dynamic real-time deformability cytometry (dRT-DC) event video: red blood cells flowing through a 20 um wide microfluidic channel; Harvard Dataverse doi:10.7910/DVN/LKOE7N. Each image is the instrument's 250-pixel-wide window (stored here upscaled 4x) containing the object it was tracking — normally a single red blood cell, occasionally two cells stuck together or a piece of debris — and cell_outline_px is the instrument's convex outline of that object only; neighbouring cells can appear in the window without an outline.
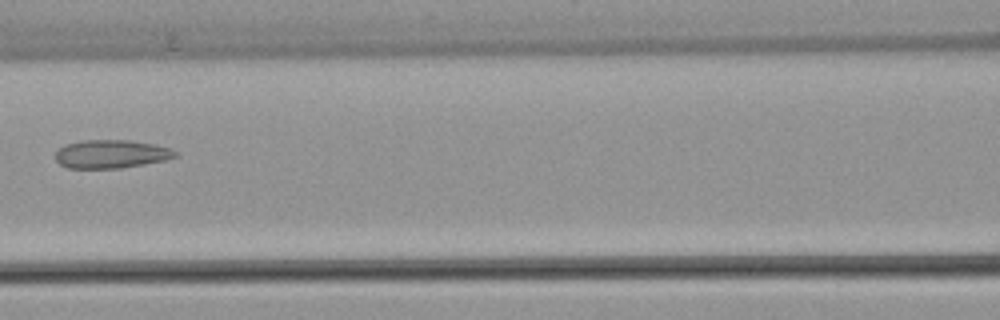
{"species": "common noctule bat (a hibernating species)", "species_latin": "Nyctalus noctula", "temperature_condition": "warm", "stored_images_in_passage": 3, "camera_frame_rate_fps": 3000, "um_per_image_px": 0.085, "animal": {"sex": "female", "body_mass_g": 22.7, "forearm_length_mm": 54.2}, "frame": {"image": 1, "passage_image": 3, "time_ms": 0.667, "image_size_px": [1000, 320], "cell_outline_px": [[180, 156], [164, 160], [144, 164], [120, 168], [68, 168], [60, 164], [56, 160], [56, 152], [64, 144], [84, 140], [128, 140], [156, 144], [172, 148], [180, 152]], "centroid_in_image_um": [9.51, 13.08], "position_along_channel_um": 157.1, "area_um2": 20.0}}